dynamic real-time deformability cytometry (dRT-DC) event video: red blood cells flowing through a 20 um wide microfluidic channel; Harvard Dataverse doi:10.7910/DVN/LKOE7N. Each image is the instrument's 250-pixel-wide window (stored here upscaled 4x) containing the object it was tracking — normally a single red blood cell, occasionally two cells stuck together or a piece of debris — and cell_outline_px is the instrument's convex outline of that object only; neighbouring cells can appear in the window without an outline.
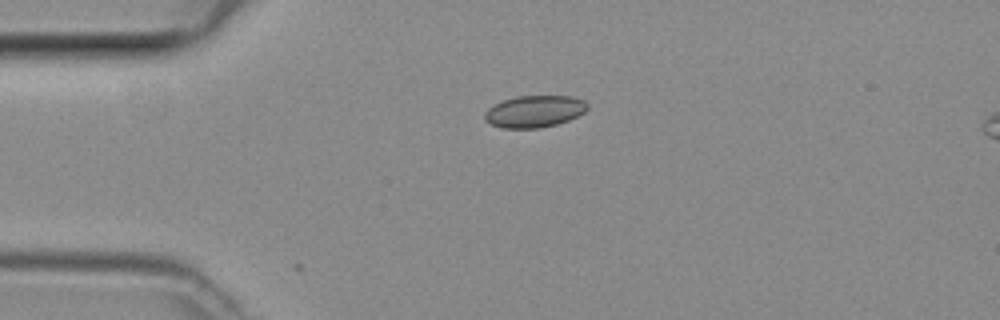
{"species": "common noctule bat (a hibernating species)", "species_latin": "Nyctalus noctula", "temperature_condition": "room temperature", "stored_images_in_passage": 4, "camera_frame_rate_fps": 3000, "um_per_image_px": 0.085, "animal": {"sex": "female", "body_mass_g": 29.2, "forearm_length_mm": 56.3}, "frame": {"image": 1, "passage_image": 1, "time_ms": 0.0, "image_size_px": [1000, 320], "cell_outline_px": [[588, 108], [584, 112], [568, 120], [556, 124], [540, 128], [504, 128], [492, 124], [484, 120], [484, 112], [488, 108], [504, 100], [516, 96], [572, 96], [584, 100], [588, 104]], "centroid_in_image_um": [45.43, 9.46], "position_along_channel_um": 39.6, "area_um2": 19.02}}